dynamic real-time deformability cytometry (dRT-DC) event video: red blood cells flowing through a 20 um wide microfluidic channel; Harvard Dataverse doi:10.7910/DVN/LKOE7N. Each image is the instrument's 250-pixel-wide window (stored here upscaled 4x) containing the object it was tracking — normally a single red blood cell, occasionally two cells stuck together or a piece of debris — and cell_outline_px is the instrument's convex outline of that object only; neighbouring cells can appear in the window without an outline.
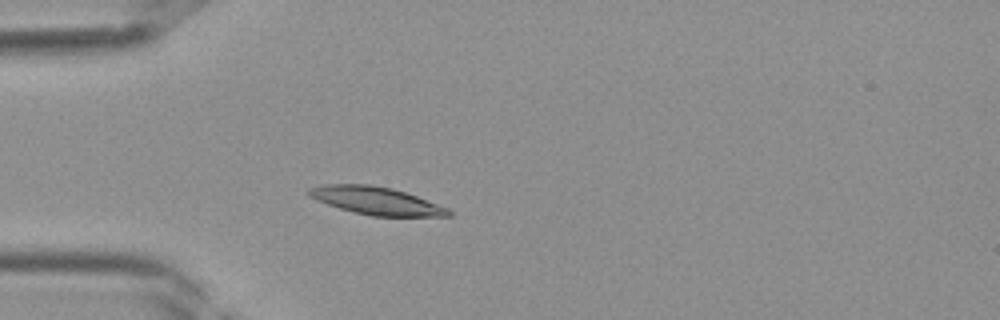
{"species": "Egyptian fruit bat (a non-hibernating species)", "species_latin": "Rousettus aegyptiacus", "temperature_condition": "room temperature", "stored_images_in_passage": 37, "camera_frame_rate_fps": 3000, "um_per_image_px": 0.085, "frame": {"image": 1, "passage_image": 9, "time_ms": 2.667, "image_size_px": [1000, 320], "cell_outline_px": [[452, 216], [372, 216], [340, 208], [316, 200], [308, 196], [304, 192], [308, 188], [324, 184], [372, 184], [392, 188], [416, 196], [448, 208], [452, 212]], "centroid_in_image_um": [31.93, 17.05], "position_along_channel_um": 53.1, "area_um2": 22.54}}
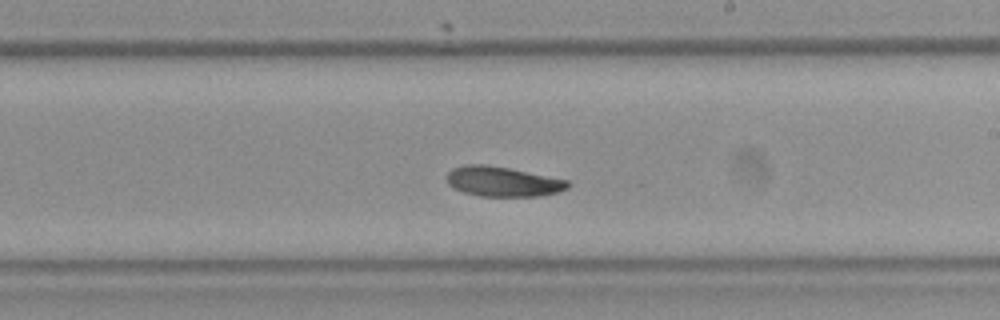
{"frame": {"image": 2, "passage_image": 21, "time_ms": 6.667, "image_size_px": [1000, 320], "cell_outline_px": [[572, 184], [568, 188], [560, 192], [540, 196], [480, 196], [464, 192], [452, 188], [448, 184], [444, 176], [452, 168], [464, 164], [484, 164], [508, 168], [568, 180]], "centroid_in_image_um": [42.71, 15.43], "position_along_channel_um": 246.3, "area_um2": 21.33}}
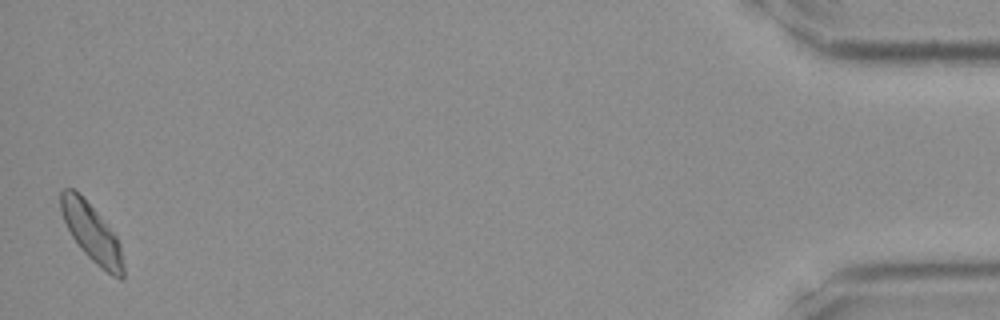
{"frame": {"image": 3, "passage_image": 37, "time_ms": 12.0, "image_size_px": [1000, 320], "cell_outline_px": [[124, 276], [120, 280], [112, 276], [96, 264], [80, 248], [72, 236], [60, 212], [60, 192], [64, 188], [72, 188], [100, 216], [116, 236], [120, 244], [124, 268]], "centroid_in_image_um": [7.8, 19.82], "position_along_channel_um": 427.4, "area_um2": 20.63}}